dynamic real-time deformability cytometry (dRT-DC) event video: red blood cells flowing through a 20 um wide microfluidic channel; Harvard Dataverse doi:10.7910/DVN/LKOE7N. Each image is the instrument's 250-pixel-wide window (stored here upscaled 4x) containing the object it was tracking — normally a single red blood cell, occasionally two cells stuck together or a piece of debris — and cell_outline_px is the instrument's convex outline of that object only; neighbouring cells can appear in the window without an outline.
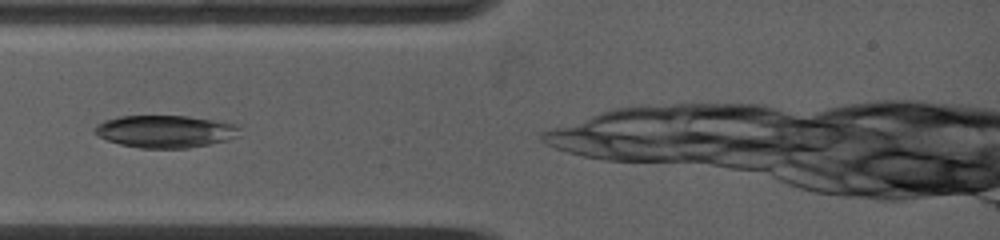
{"species": "common noctule bat (a hibernating species)", "species_latin": "Nyctalus noctula", "temperature_condition": "warm", "stored_images_in_passage": 22, "camera_frame_rate_fps": 5000, "um_per_image_px": 0.085, "animal": {"sex": "female", "body_mass_g": 19.0, "forearm_length_mm": 53.3}, "frame": {"image": 1, "passage_image": 1, "time_ms": 0.0, "image_size_px": [1000, 240], "cell_outline_px": [[240, 128], [236, 136], [228, 140], [188, 148], [140, 148], [120, 144], [96, 136], [92, 132], [92, 128], [96, 124], [104, 120], [120, 116], [188, 116], [240, 124]], "centroid_in_image_um": [14.01, 11.16], "position_along_channel_um": 71.0, "area_um2": 27.57}}